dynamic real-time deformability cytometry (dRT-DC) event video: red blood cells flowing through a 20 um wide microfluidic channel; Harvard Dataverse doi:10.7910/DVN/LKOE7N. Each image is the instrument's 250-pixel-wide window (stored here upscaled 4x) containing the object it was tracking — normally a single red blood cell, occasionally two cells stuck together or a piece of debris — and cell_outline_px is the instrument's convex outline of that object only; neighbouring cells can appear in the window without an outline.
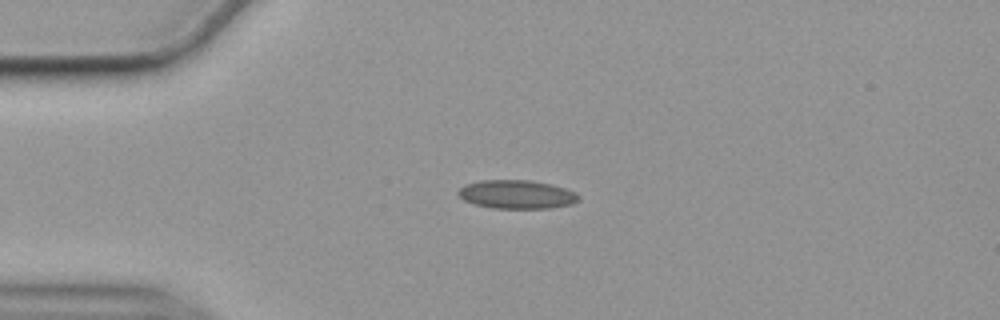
{"species": "common noctule bat (a hibernating species)", "species_latin": "Nyctalus noctula", "temperature_condition": "cold", "stored_images_in_passage": 44, "camera_frame_rate_fps": 3000, "um_per_image_px": 0.085, "animal": {"sex": "female", "body_mass_g": 19.9}, "frame": {"image": 1, "passage_image": 1, "time_ms": 0.0, "image_size_px": [1000, 320], "cell_outline_px": [[580, 200], [572, 204], [548, 208], [492, 208], [476, 204], [464, 200], [456, 192], [464, 184], [480, 180], [532, 180], [552, 184], [576, 192], [580, 196]], "centroid_in_image_um": [43.94, 16.51], "position_along_channel_um": 41.1, "area_um2": 20.17}}
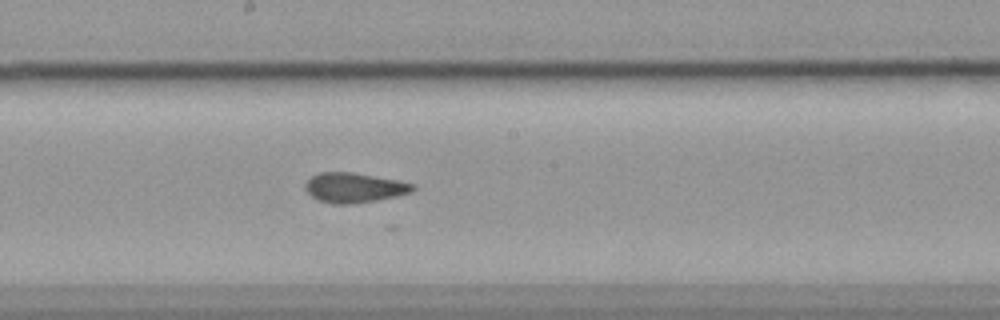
{"frame": {"image": 2, "passage_image": 18, "time_ms": 5.667, "image_size_px": [1000, 320], "cell_outline_px": [[416, 188], [412, 192], [396, 196], [376, 200], [352, 204], [332, 204], [316, 200], [304, 188], [304, 184], [312, 176], [320, 172], [352, 172], [400, 180], [416, 184]], "centroid_in_image_um": [30.12, 15.95], "position_along_channel_um": 218.1, "area_um2": 18.9}}
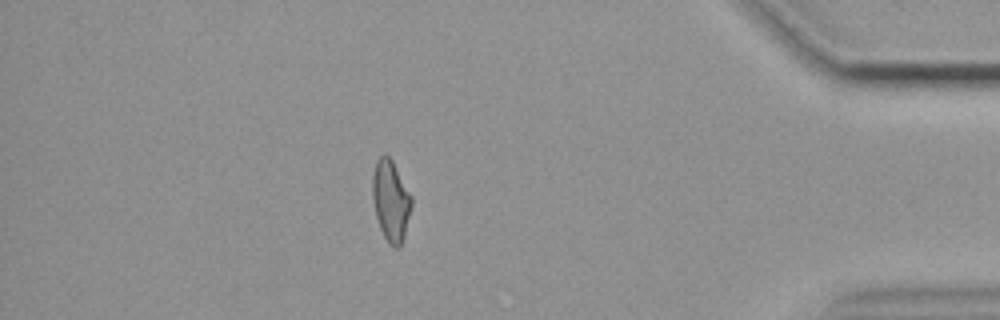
{"frame": {"image": 3, "passage_image": 37, "time_ms": 12.0, "image_size_px": [1000, 320], "cell_outline_px": [[412, 204], [404, 236], [400, 244], [396, 248], [392, 248], [388, 244], [380, 228], [376, 216], [372, 200], [372, 176], [376, 160], [384, 152], [392, 160], [412, 196]], "centroid_in_image_um": [33.2, 17.04], "position_along_channel_um": 402.0, "area_um2": 18.5}, "authors_computed_cell_mechanics": {"area_um2": 18.6116, "velocity_mm_per_s": 3.5583, "shape_relaxation_time_tau1_ms": null, "shape_relaxation_time_tau2_ms": 1.833, "deformation_change_tau1": null, "deformation_change_tau2": 0.0776}}